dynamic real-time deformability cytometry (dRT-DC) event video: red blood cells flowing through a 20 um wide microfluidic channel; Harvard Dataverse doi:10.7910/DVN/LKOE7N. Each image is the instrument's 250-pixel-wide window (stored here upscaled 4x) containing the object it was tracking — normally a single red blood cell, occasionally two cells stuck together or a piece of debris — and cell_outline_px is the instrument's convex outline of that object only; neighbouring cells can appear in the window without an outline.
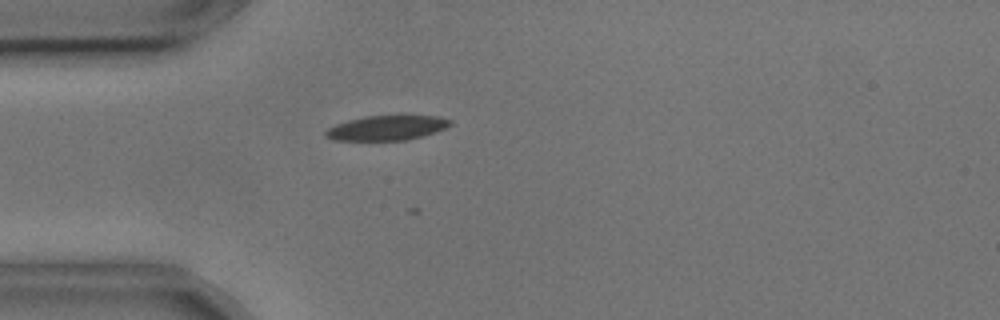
{"species": "common noctule bat (a hibernating species)", "species_latin": "Nyctalus noctula", "temperature_condition": "cold", "stored_images_in_passage": 29, "camera_frame_rate_fps": 3000, "um_per_image_px": 0.085, "animal": {"sex": "male", "body_mass_g": 17.9, "forearm_length_mm": 54.2}, "frame": {"image": 1, "passage_image": 1, "time_ms": 0.0, "image_size_px": [1000, 320], "cell_outline_px": [[452, 124], [436, 132], [404, 140], [332, 140], [324, 136], [324, 132], [328, 128], [336, 124], [348, 120], [368, 116], [440, 116], [452, 120]], "centroid_in_image_um": [32.86, 10.87], "position_along_channel_um": 52.1, "area_um2": 17.8}}
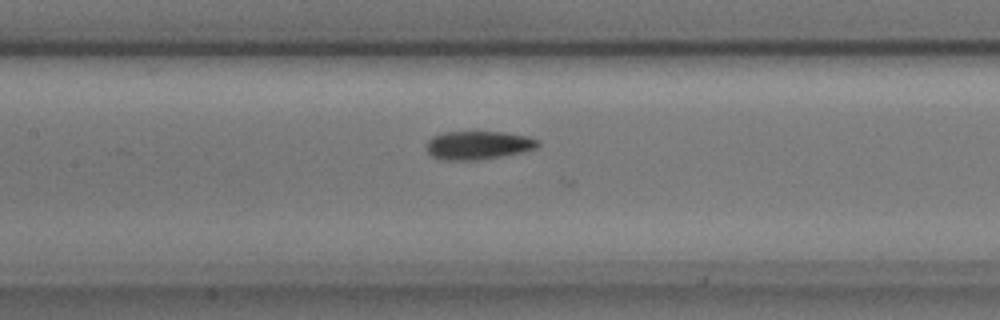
{"frame": {"image": 2, "passage_image": 11, "time_ms": 3.333, "image_size_px": [1000, 320], "cell_outline_px": [[540, 144], [536, 148], [520, 152], [500, 156], [476, 160], [440, 160], [432, 156], [428, 152], [428, 140], [432, 136], [444, 132], [504, 132], [528, 136], [540, 140]], "centroid_in_image_um": [40.65, 12.34], "position_along_channel_um": 166.7, "area_um2": 18.38}}
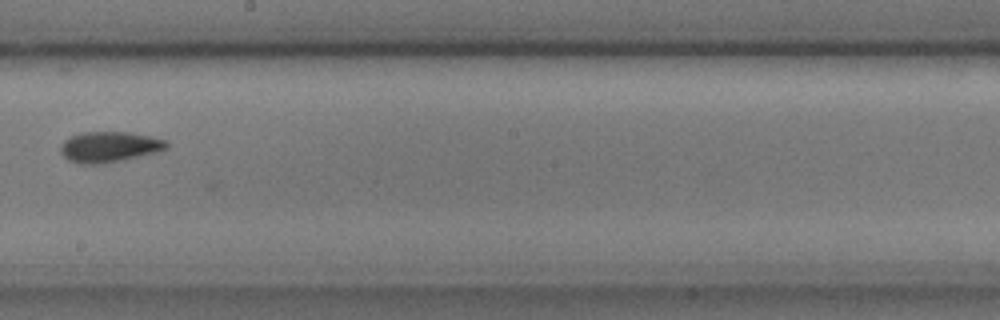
{"frame": {"image": 3, "passage_image": 17, "time_ms": 5.333, "image_size_px": [1000, 320], "cell_outline_px": [[168, 148], [156, 152], [124, 160], [104, 164], [80, 164], [68, 160], [60, 152], [60, 148], [64, 140], [68, 136], [80, 132], [128, 132], [168, 140]], "centroid_in_image_um": [9.27, 12.49], "position_along_channel_um": 238.9, "area_um2": 19.13}}